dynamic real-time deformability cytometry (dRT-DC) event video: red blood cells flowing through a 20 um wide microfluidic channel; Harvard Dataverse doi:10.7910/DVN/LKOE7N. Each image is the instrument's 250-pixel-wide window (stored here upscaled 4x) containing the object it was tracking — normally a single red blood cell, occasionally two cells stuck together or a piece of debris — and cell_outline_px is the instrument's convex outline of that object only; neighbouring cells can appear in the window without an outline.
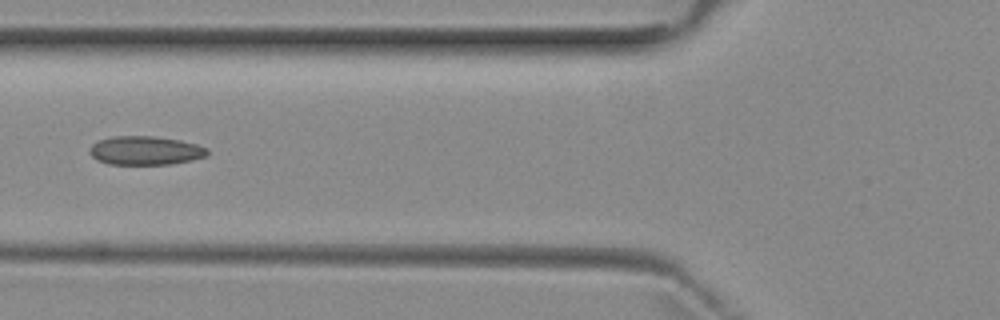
{"species": "common noctule bat (a hibernating species)", "species_latin": "Nyctalus noctula", "temperature_condition": "room temperature", "stored_images_in_passage": 6, "camera_frame_rate_fps": 3000, "um_per_image_px": 0.085, "animal": {"sex": "female", "body_mass_g": 29.2, "forearm_length_mm": 56.3}, "frame": {"image": 1, "passage_image": 5, "time_ms": 4.667, "image_size_px": [1000, 320], "cell_outline_px": [[208, 156], [192, 160], [168, 164], [108, 164], [96, 160], [88, 152], [88, 148], [92, 144], [100, 140], [112, 136], [152, 136], [180, 140], [196, 144], [208, 148]], "centroid_in_image_um": [12.34, 12.79], "position_along_channel_um": 113.5, "area_um2": 19.83}}
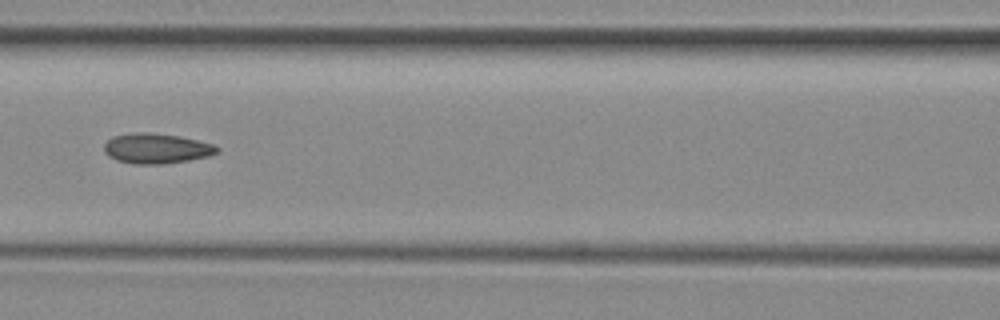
{"frame": {"image": 2, "passage_image": 6, "time_ms": 5.667, "image_size_px": [1000, 320], "cell_outline_px": [[220, 152], [208, 156], [188, 160], [164, 164], [132, 164], [116, 160], [108, 156], [104, 152], [104, 144], [112, 136], [136, 132], [152, 132], [180, 136], [212, 144], [220, 148]], "centroid_in_image_um": [13.28, 12.62], "position_along_channel_um": 153.3, "area_um2": 20.0}}